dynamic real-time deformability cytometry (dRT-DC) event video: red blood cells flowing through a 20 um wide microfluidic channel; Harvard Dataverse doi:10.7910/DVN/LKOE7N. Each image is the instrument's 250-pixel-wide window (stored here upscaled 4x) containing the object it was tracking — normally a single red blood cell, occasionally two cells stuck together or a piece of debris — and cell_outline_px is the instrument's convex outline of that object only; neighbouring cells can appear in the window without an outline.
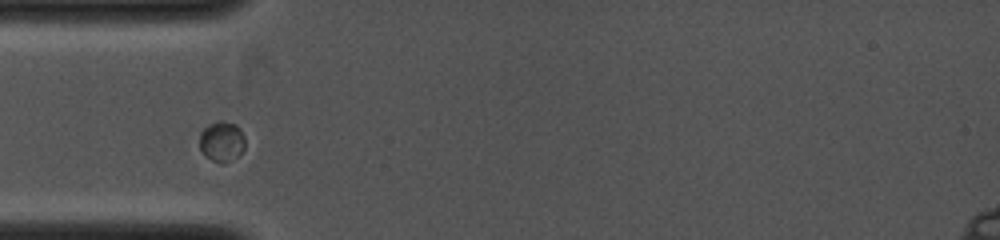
{"species": "common noctule bat (a hibernating species)", "species_latin": "Nyctalus noctula", "temperature_condition": "cold", "stored_images_in_passage": 25, "camera_frame_rate_fps": 4000, "um_per_image_px": 0.085, "animal": {"sex": "female", "body_mass_g": 19.0, "forearm_length_mm": 53.3}, "frame": {"image": 1, "passage_image": 1, "time_ms": 0.0, "image_size_px": [1000, 240], "cell_outline_px": [[244, 148], [236, 156], [224, 164], [220, 164], [204, 156], [200, 148], [200, 132], [204, 128], [216, 120], [220, 120], [236, 124], [240, 128], [244, 136]], "centroid_in_image_um": [18.83, 12.02], "position_along_channel_um": 66.2, "area_um2": 10.75}}
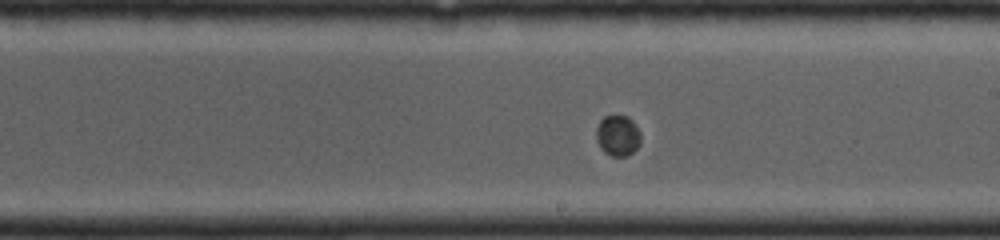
{"frame": {"image": 2, "passage_image": 11, "time_ms": 3.5, "image_size_px": [1000, 240], "cell_outline_px": [[640, 144], [628, 156], [612, 156], [604, 152], [600, 148], [596, 140], [596, 128], [600, 120], [604, 116], [628, 116], [636, 124], [640, 132]], "centroid_in_image_um": [52.51, 11.52], "position_along_channel_um": 236.5, "area_um2": 10.69}}
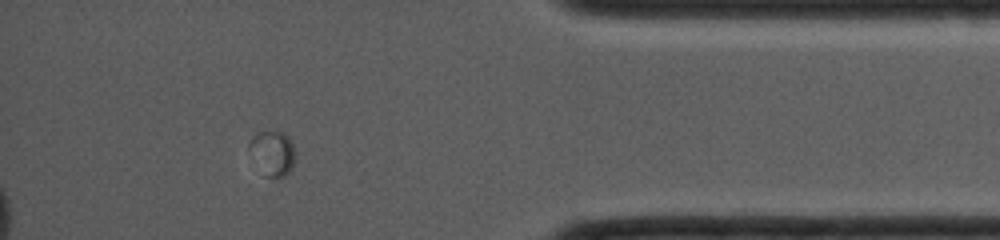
{"frame": {"image": 3, "passage_image": 22, "time_ms": 7.5, "image_size_px": [1000, 240], "cell_outline_px": [[296, 156], [292, 168], [284, 176], [264, 176], [248, 144], [252, 136], [256, 132], [280, 132], [288, 136], [292, 140]], "centroid_in_image_um": [23.21, 12.99], "position_along_channel_um": 412.0, "area_um2": 11.73}}